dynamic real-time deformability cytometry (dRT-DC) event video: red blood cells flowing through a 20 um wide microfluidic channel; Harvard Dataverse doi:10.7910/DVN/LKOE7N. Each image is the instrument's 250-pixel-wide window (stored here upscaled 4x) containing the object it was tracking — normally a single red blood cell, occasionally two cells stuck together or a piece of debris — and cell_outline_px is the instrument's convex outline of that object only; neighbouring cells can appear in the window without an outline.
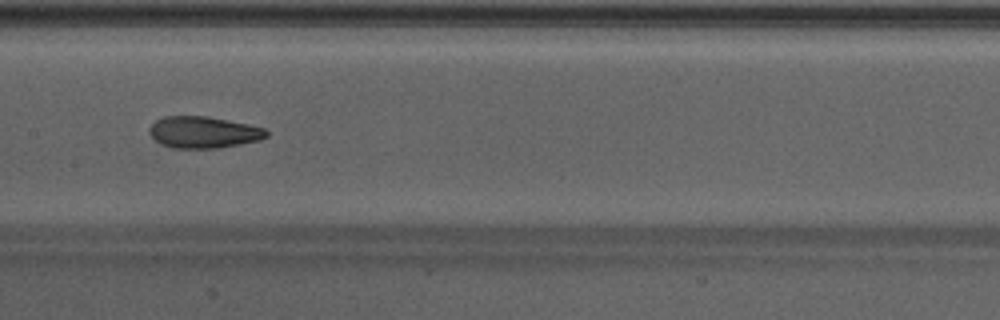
{"species": "Egyptian fruit bat (a non-hibernating species)", "species_latin": "Rousettus aegyptiacus", "temperature_condition": "warm", "stored_images_in_passage": 17, "camera_frame_rate_fps": 3000, "um_per_image_px": 0.085, "animal": {"sex": "male"}, "frame": {"image": 1, "passage_image": 12, "time_ms": 3.667, "image_size_px": [1000, 320], "cell_outline_px": [[268, 136], [260, 140], [240, 144], [216, 148], [172, 148], [156, 140], [148, 132], [148, 128], [156, 120], [164, 116], [204, 116], [248, 124], [264, 128], [268, 132]], "centroid_in_image_um": [17.29, 11.24], "position_along_channel_um": 190.1, "area_um2": 21.39}}
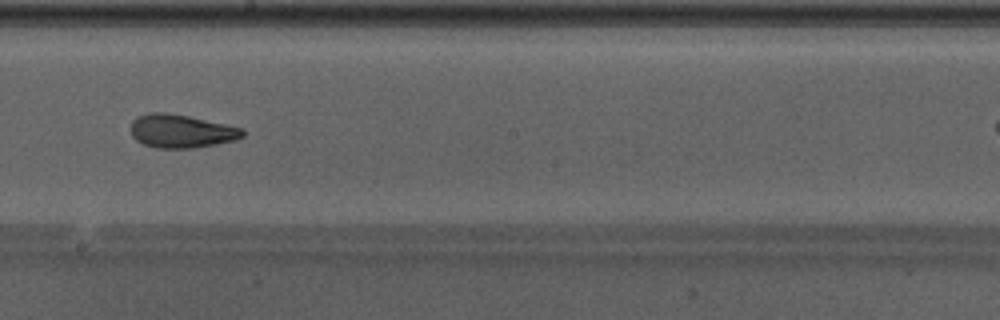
{"frame": {"image": 2, "passage_image": 15, "time_ms": 4.667, "image_size_px": [1000, 320], "cell_outline_px": [[244, 136], [236, 140], [216, 144], [192, 148], [156, 148], [144, 144], [136, 140], [132, 136], [132, 120], [136, 116], [152, 112], [168, 112], [188, 116], [244, 128]], "centroid_in_image_um": [15.41, 11.14], "position_along_channel_um": 232.8, "area_um2": 21.79}}